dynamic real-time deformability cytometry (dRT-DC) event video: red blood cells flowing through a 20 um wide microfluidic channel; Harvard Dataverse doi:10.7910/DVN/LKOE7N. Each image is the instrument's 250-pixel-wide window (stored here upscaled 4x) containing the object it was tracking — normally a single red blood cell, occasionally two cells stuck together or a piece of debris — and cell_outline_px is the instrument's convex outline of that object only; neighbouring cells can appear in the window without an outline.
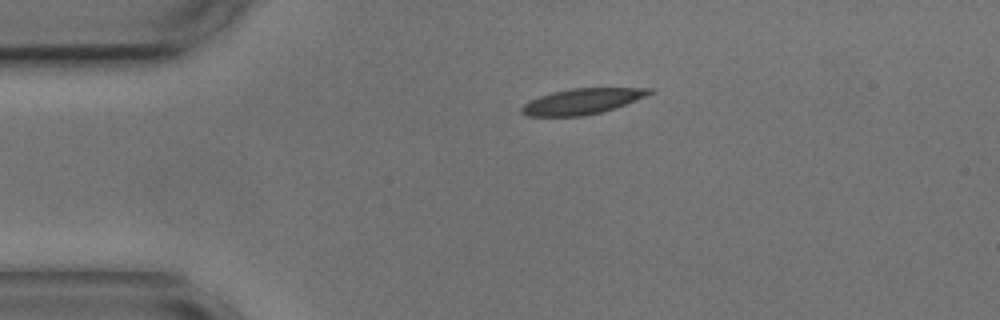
{"species": "common noctule bat (a hibernating species)", "species_latin": "Nyctalus noctula", "temperature_condition": "cold", "stored_images_in_passage": 3, "camera_frame_rate_fps": 3000, "um_per_image_px": 0.085, "animal": {"sex": "male", "body_mass_g": 17.9, "forearm_length_mm": 54.2}, "frame": {"image": 1, "passage_image": 1, "time_ms": 0.0, "image_size_px": [1000, 320], "cell_outline_px": [[652, 92], [648, 96], [600, 112], [584, 116], [528, 116], [520, 112], [520, 108], [524, 104], [540, 96], [552, 92], [572, 88], [652, 88]], "centroid_in_image_um": [49.46, 8.61], "position_along_channel_um": 35.5, "area_um2": 18.84}}